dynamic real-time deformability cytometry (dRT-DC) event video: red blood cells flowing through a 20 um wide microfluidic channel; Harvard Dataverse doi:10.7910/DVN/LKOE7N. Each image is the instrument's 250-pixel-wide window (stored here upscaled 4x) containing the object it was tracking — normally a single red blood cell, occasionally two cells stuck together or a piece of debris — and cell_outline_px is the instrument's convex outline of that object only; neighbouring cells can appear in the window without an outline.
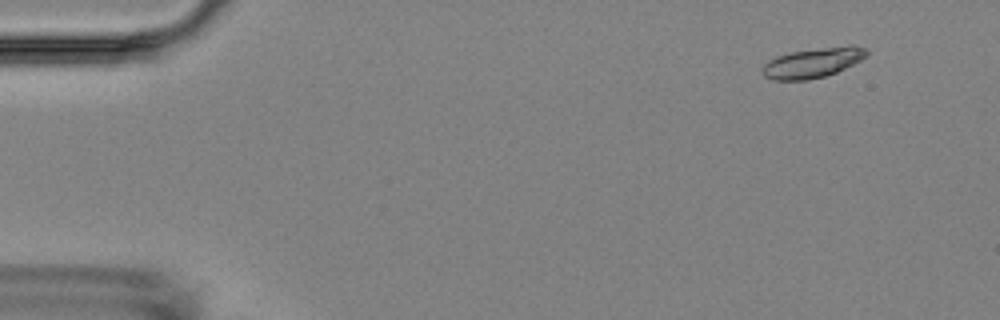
{"species": "Egyptian fruit bat (a non-hibernating species)", "species_latin": "Rousettus aegyptiacus", "temperature_condition": "room temperature", "stored_images_in_passage": 5, "camera_frame_rate_fps": 3000, "um_per_image_px": 0.085, "animal": {"sex": "female"}, "frame": {"image": 1, "passage_image": 2, "time_ms": 1.333, "image_size_px": [1000, 320], "cell_outline_px": [[868, 56], [836, 72], [824, 76], [808, 80], [772, 80], [764, 76], [760, 72], [760, 68], [768, 60], [776, 56], [792, 52], [848, 44], [852, 44], [868, 48]], "centroid_in_image_um": [69.08, 5.32], "position_along_channel_um": 15.9, "area_um2": 18.38}}